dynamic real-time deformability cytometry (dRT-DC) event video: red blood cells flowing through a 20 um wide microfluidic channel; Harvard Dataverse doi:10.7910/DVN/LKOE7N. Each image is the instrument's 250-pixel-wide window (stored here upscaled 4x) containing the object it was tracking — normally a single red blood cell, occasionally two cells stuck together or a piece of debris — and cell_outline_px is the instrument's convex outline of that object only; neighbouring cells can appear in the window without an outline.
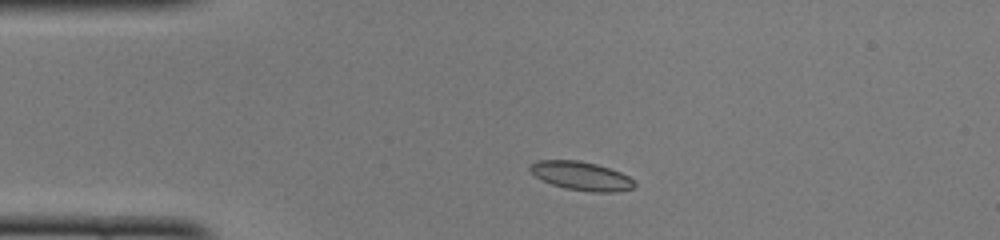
{"species": "common noctule bat (a hibernating species)", "species_latin": "Nyctalus noctula", "temperature_condition": "cold", "stored_images_in_passage": 41, "camera_frame_rate_fps": 3000, "um_per_image_px": 0.085, "animal": {"sex": "female", "body_mass_g": 22.0, "forearm_length_mm": 56.7}, "frame": {"image": 1, "passage_image": 1, "time_ms": 0.0, "image_size_px": [1000, 240], "cell_outline_px": [[636, 184], [632, 188], [616, 192], [592, 192], [564, 188], [552, 184], [536, 176], [528, 168], [528, 164], [536, 160], [580, 160], [596, 164], [620, 172], [628, 176]], "centroid_in_image_um": [49.38, 14.94], "position_along_channel_um": 35.6, "area_um2": 17.4}}
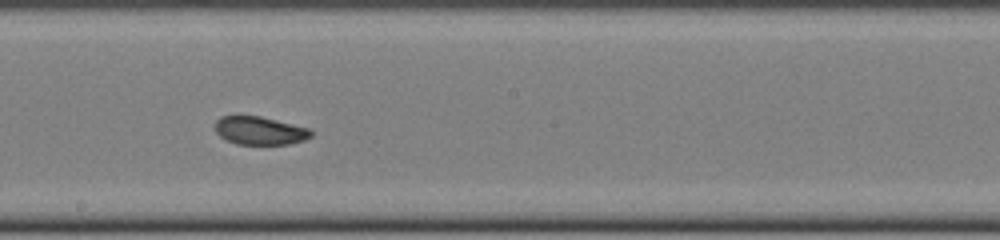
{"frame": {"image": 2, "passage_image": 18, "time_ms": 5.667, "image_size_px": [1000, 240], "cell_outline_px": [[312, 136], [304, 140], [288, 144], [236, 144], [224, 140], [216, 132], [212, 124], [220, 116], [240, 112], [260, 116], [308, 128], [312, 132]], "centroid_in_image_um": [21.96, 11.06], "position_along_channel_um": 226.2, "area_um2": 16.42}}
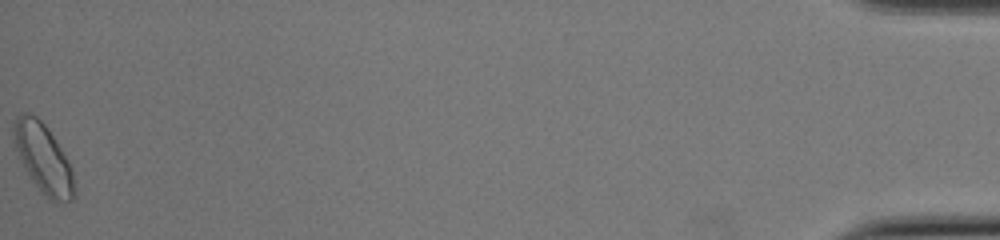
{"frame": {"image": 3, "passage_image": 41, "time_ms": 13.333, "image_size_px": [1000, 240], "cell_outline_px": [[76, 196], [72, 200], [60, 204], [56, 204], [48, 200], [40, 192], [32, 180], [16, 148], [12, 136], [12, 124], [16, 116], [20, 112], [28, 112], [36, 116], [44, 124], [68, 160], [72, 172]], "centroid_in_image_um": [3.68, 13.49], "position_along_channel_um": 431.5, "area_um2": 24.45}, "authors_computed_cell_mechanics": {"area_um2": 16.9932, "velocity_mm_per_s": 3.9634, "shape_relaxation_time_tau1_ms": 3.6509, "shape_relaxation_time_tau2_ms": 2.3709, "deformation_change_tau1": 0.0976, "deformation_change_tau2": 0.0717}}